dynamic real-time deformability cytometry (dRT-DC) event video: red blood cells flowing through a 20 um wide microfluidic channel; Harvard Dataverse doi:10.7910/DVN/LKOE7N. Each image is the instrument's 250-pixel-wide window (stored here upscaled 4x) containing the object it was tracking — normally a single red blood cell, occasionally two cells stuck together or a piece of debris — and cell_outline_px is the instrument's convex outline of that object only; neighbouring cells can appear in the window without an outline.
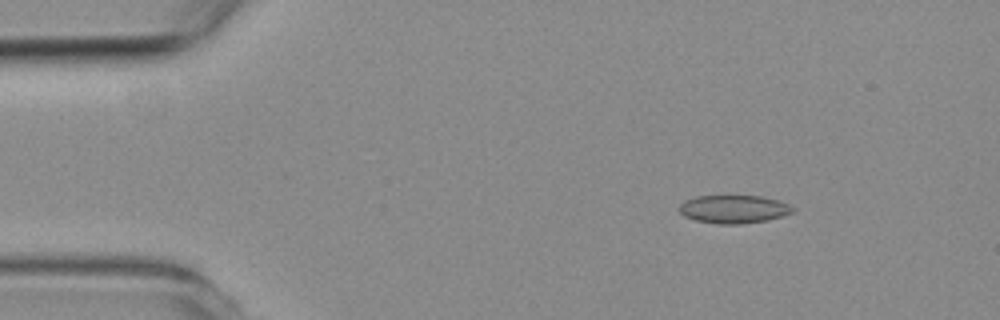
{"species": "common noctule bat (a hibernating species)", "species_latin": "Nyctalus noctula", "temperature_condition": "room temperature", "stored_images_in_passage": 5, "camera_frame_rate_fps": 3000, "um_per_image_px": 0.085, "animal": {"sex": "female", "body_mass_g": 19.3, "forearm_length_mm": 54.1}, "frame": {"image": 1, "passage_image": 3, "time_ms": 2.333, "image_size_px": [1000, 320], "cell_outline_px": [[796, 208], [792, 212], [768, 220], [740, 224], [716, 224], [696, 220], [684, 216], [680, 212], [680, 204], [684, 200], [696, 196], [764, 196], [788, 204]], "centroid_in_image_um": [62.35, 17.78], "position_along_channel_um": 22.6, "area_um2": 18.55}}